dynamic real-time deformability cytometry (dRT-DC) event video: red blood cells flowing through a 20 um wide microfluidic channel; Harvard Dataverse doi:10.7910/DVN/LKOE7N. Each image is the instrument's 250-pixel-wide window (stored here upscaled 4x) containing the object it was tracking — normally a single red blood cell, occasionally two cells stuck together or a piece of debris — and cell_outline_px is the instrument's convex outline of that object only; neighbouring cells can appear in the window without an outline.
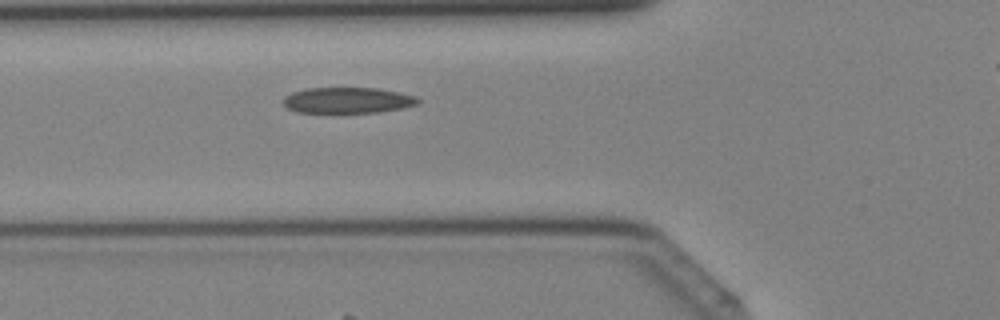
{"species": "Egyptian fruit bat (a non-hibernating species)", "species_latin": "Rousettus aegyptiacus", "temperature_condition": "cold", "stored_images_in_passage": 28, "camera_frame_rate_fps": 3000, "um_per_image_px": 0.085, "animal": {"sex": "female"}, "frame": {"image": 1, "passage_image": 5, "time_ms": 1.333, "image_size_px": [1000, 320], "cell_outline_px": [[420, 100], [416, 104], [400, 108], [380, 112], [296, 112], [288, 108], [284, 104], [284, 96], [292, 92], [304, 88], [376, 88], [400, 92], [416, 96]], "centroid_in_image_um": [29.53, 8.51], "position_along_channel_um": 96.3, "area_um2": 20.17}}
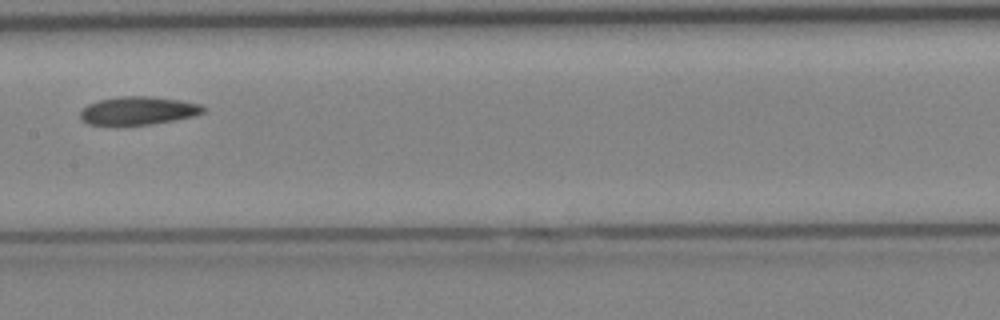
{"frame": {"image": 2, "passage_image": 11, "time_ms": 3.333, "image_size_px": [1000, 320], "cell_outline_px": [[208, 108], [204, 112], [196, 116], [152, 124], [120, 128], [116, 128], [88, 124], [80, 120], [80, 112], [88, 104], [96, 100], [120, 96], [152, 96], [180, 100], [200, 104]], "centroid_in_image_um": [11.7, 9.45], "position_along_channel_um": 195.7, "area_um2": 21.27}}
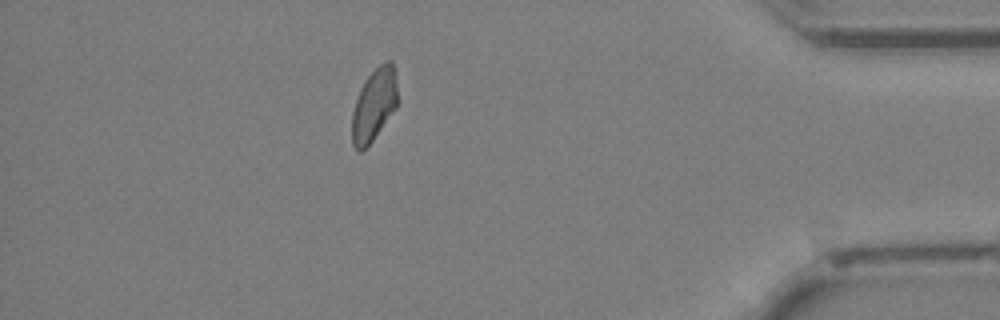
{"frame": {"image": 3, "passage_image": 26, "time_ms": 8.333, "image_size_px": [1000, 320], "cell_outline_px": [[396, 108], [372, 140], [360, 152], [352, 144], [352, 112], [360, 88], [364, 80], [380, 64], [388, 60], [392, 60], [396, 80]], "centroid_in_image_um": [31.78, 8.89], "position_along_channel_um": 403.4, "area_um2": 18.84}}